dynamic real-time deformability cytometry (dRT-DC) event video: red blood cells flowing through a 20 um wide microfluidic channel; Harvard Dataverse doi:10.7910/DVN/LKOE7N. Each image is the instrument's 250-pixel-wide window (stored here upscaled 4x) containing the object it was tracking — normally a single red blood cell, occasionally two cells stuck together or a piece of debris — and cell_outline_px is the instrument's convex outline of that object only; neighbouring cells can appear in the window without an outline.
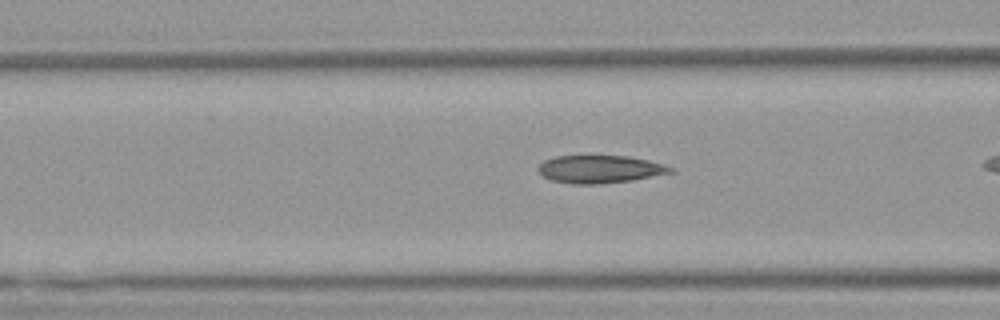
{"species": "Egyptian fruit bat (a non-hibernating species)", "species_latin": "Rousettus aegyptiacus", "temperature_condition": "warm", "stored_images_in_passage": 20, "camera_frame_rate_fps": 3000, "um_per_image_px": 0.085, "animal": {"sex": "female"}, "frame": {"image": 1, "passage_image": 15, "time_ms": 4.667, "image_size_px": [1000, 320], "cell_outline_px": [[676, 172], [632, 180], [596, 184], [572, 184], [552, 180], [544, 176], [536, 168], [544, 160], [556, 156], [628, 156], [648, 160], [664, 164], [676, 168]], "centroid_in_image_um": [51.04, 14.38], "position_along_channel_um": 115.6, "area_um2": 21.44}}